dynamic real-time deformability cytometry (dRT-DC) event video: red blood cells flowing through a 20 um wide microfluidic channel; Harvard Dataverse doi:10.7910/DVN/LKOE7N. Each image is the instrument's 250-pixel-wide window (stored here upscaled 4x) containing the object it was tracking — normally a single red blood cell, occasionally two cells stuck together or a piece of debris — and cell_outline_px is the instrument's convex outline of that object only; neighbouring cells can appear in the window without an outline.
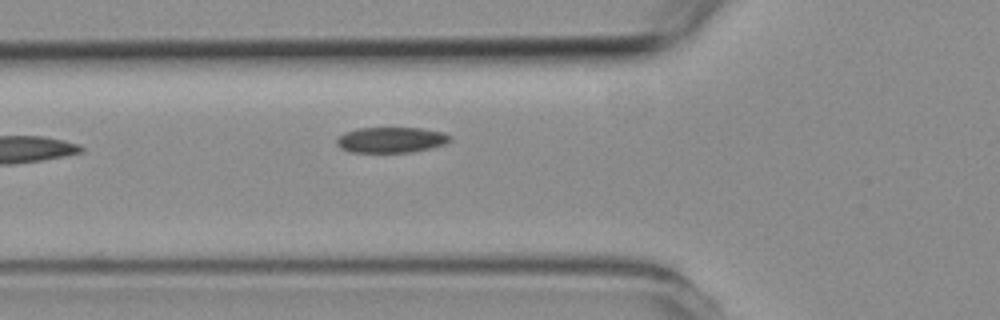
{"species": "common noctule bat (a hibernating species)", "species_latin": "Nyctalus noctula", "temperature_condition": "room temperature", "stored_images_in_passage": 3, "camera_frame_rate_fps": 3000, "um_per_image_px": 0.085, "animal": {"sex": "female", "body_mass_g": 19.3, "forearm_length_mm": 54.1}, "frame": {"image": 1, "passage_image": 3, "time_ms": 2.667, "image_size_px": [1000, 320], "cell_outline_px": [[452, 140], [444, 144], [412, 152], [348, 152], [340, 148], [336, 144], [336, 140], [344, 132], [360, 128], [420, 128], [444, 132], [452, 136]], "centroid_in_image_um": [33.24, 11.89], "position_along_channel_um": 92.6, "area_um2": 16.94}}